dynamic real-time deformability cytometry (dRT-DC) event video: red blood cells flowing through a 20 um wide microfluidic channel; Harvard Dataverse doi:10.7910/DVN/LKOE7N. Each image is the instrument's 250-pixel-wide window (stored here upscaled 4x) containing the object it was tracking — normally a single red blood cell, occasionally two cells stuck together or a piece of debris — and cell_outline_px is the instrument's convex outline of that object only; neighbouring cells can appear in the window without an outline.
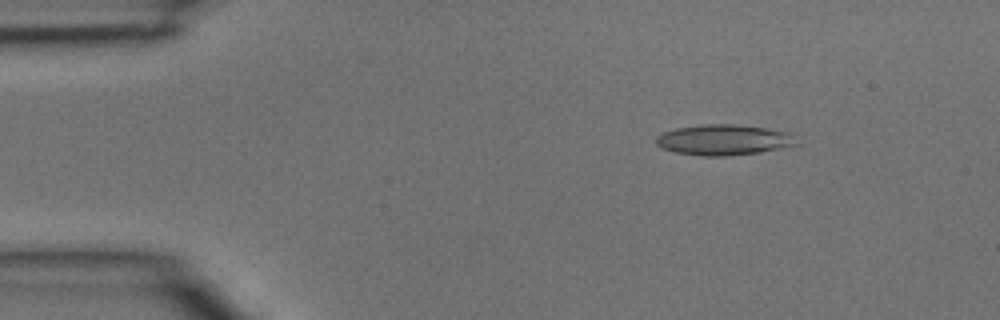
{"species": "common noctule bat (a hibernating species)", "species_latin": "Nyctalus noctula", "temperature_condition": "room temperature", "stored_images_in_passage": 3, "segment_of_instrument_passage": [2, 2], "camera_frame_rate_fps": 3000, "um_per_image_px": 0.085, "animal": {"sex": "male", "body_mass_g": 15.6}, "frame": {"image": 1, "passage_image": 3, "time_ms": 0.667, "image_size_px": [1000, 320], "cell_outline_px": [[796, 144], [780, 148], [760, 152], [724, 156], [700, 156], [676, 152], [660, 148], [656, 144], [656, 136], [664, 132], [676, 128], [700, 124], [736, 124], [792, 132]], "centroid_in_image_um": [61.47, 11.88], "position_along_channel_um": 23.5, "area_um2": 25.03}}